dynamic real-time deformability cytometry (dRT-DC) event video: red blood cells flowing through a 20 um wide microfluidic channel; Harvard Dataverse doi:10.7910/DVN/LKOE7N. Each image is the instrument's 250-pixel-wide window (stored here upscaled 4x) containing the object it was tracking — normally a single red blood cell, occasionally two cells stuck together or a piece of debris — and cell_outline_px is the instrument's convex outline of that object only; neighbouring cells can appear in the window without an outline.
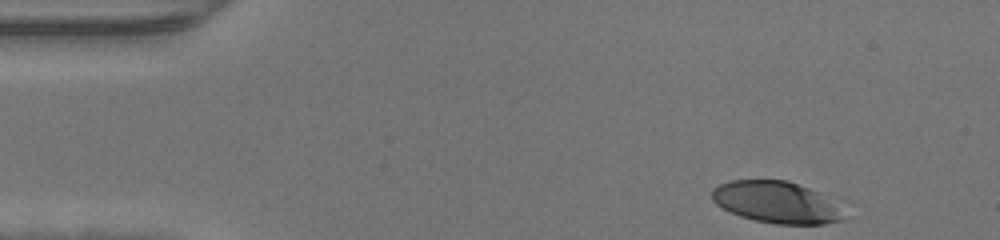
{"species": "human", "species_latin": "Homo sapiens", "temperature_condition": "warm", "stored_images_in_passage": 34, "camera_frame_rate_fps": 3000, "um_per_image_px": 0.085, "donor": {"sex": "male"}, "frame": {"image": 1, "passage_image": 1, "time_ms": 0.0, "image_size_px": [1000, 240], "cell_outline_px": [[844, 220], [824, 224], [776, 224], [756, 220], [740, 216], [716, 204], [712, 200], [712, 188], [720, 184], [732, 180], [788, 180], [808, 188], [816, 192]], "centroid_in_image_um": [65.81, 17.18], "position_along_channel_um": 19.2, "area_um2": 30.69}}
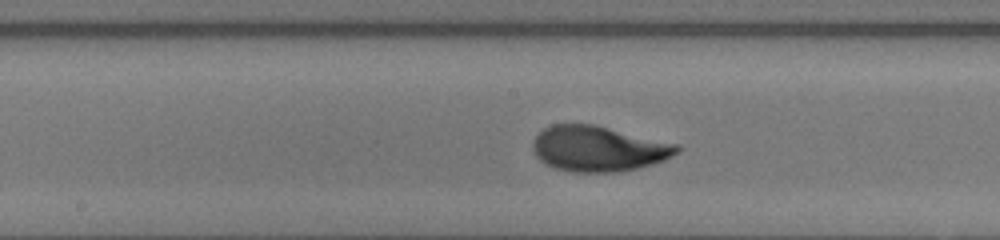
{"frame": {"image": 2, "passage_image": 20, "time_ms": 6.333, "image_size_px": [1000, 240], "cell_outline_px": [[680, 152], [664, 160], [652, 164], [620, 172], [576, 172], [552, 168], [544, 164], [536, 156], [532, 148], [532, 140], [544, 128], [552, 124], [596, 124], [680, 144]], "centroid_in_image_um": [50.87, 12.63], "position_along_channel_um": 197.3, "area_um2": 38.67}}
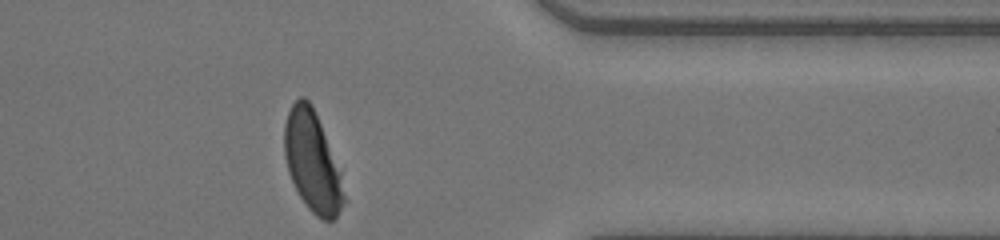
{"frame": {"image": 3, "passage_image": 34, "time_ms": 11.0, "image_size_px": [1000, 240], "cell_outline_px": [[348, 200], [336, 220], [320, 220], [308, 208], [300, 196], [288, 172], [284, 156], [284, 124], [288, 112], [292, 104], [300, 96], [304, 96], [312, 104], [340, 172]], "centroid_in_image_um": [26.57, 13.8], "position_along_channel_um": 384.8, "area_um2": 35.03}}